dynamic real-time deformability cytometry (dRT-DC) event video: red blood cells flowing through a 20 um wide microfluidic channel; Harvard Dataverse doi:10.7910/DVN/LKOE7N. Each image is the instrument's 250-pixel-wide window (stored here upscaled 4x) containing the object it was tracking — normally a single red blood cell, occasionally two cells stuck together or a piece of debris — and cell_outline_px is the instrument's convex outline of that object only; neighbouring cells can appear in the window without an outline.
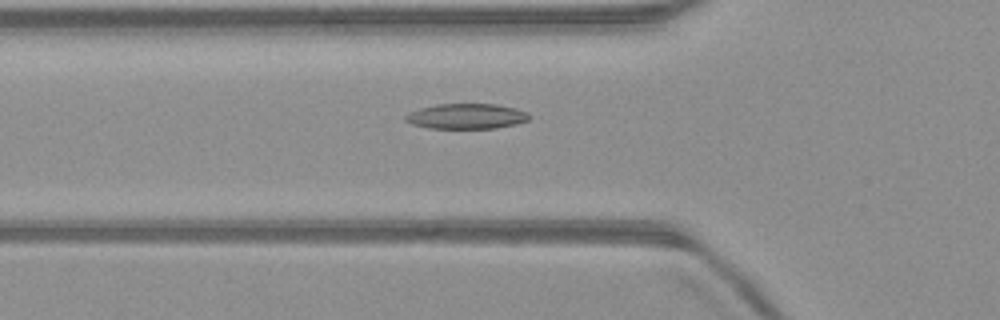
{"species": "common noctule bat (a hibernating species)", "species_latin": "Nyctalus noctula", "temperature_condition": "warm", "stored_images_in_passage": 46, "camera_frame_rate_fps": 3000, "um_per_image_px": 0.085, "animal": {"sex": "male", "body_mass_g": 23.1, "forearm_length_mm": 52.7}, "frame": {"image": 1, "passage_image": 18, "time_ms": 5.667, "image_size_px": [1000, 320], "cell_outline_px": [[532, 116], [528, 120], [516, 124], [496, 128], [428, 128], [412, 124], [404, 120], [404, 116], [408, 112], [420, 108], [436, 104], [496, 104], [516, 108], [528, 112]], "centroid_in_image_um": [39.65, 9.88], "position_along_channel_um": 86.1, "area_um2": 18.38}}
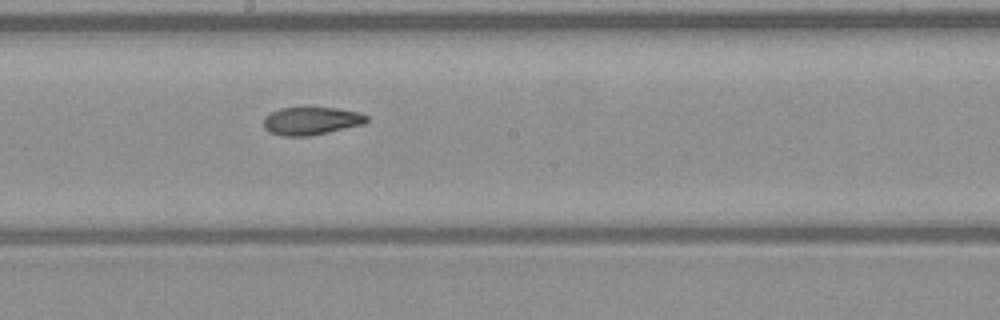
{"frame": {"image": 2, "passage_image": 28, "time_ms": 9.0, "image_size_px": [1000, 320], "cell_outline_px": [[368, 120], [364, 124], [328, 132], [308, 136], [280, 136], [268, 132], [264, 128], [264, 116], [280, 108], [336, 108], [360, 112], [368, 116]], "centroid_in_image_um": [26.44, 10.28], "position_along_channel_um": 221.8, "area_um2": 16.76}}
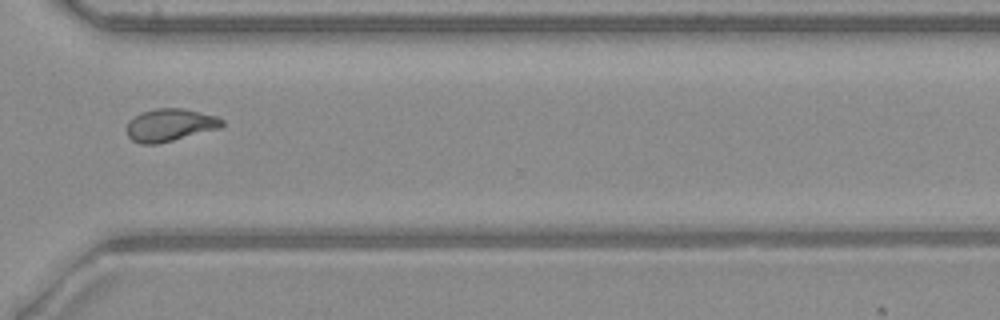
{"frame": {"image": 3, "passage_image": 38, "time_ms": 12.333, "image_size_px": [1000, 320], "cell_outline_px": [[224, 124], [220, 128], [156, 144], [140, 144], [132, 140], [128, 136], [128, 120], [132, 116], [140, 112], [156, 108], [184, 108], [216, 116], [224, 120]], "centroid_in_image_um": [14.43, 10.61], "position_along_channel_um": 356.2, "area_um2": 18.09}, "authors_computed_cell_mechanics": {"area_um2": 18.0625, "velocity_mm_per_s": 4.0331, "shape_relaxation_time_tau1_ms": null, "shape_relaxation_time_tau2_ms": 3.1391, "deformation_change_tau1": null, "deformation_change_tau2": 0.0959}}